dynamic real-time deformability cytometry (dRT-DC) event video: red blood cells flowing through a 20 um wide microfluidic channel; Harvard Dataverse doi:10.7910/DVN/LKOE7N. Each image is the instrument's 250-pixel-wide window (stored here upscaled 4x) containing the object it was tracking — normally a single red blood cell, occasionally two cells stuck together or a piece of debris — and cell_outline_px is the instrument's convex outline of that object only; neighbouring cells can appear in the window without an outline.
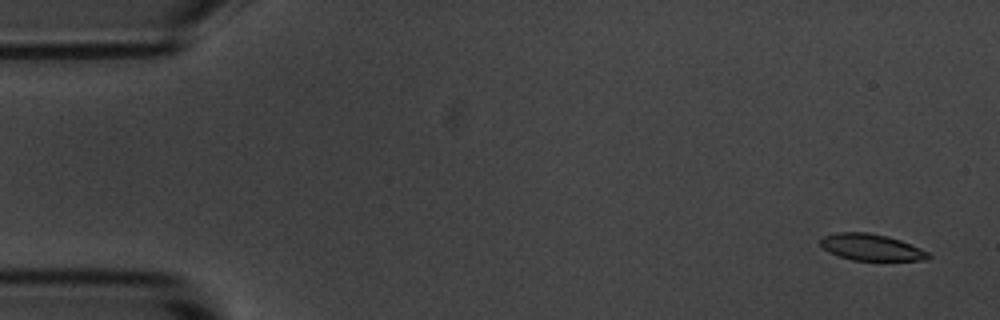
{"species": "common noctule bat (a hibernating species)", "species_latin": "Nyctalus noctula", "temperature_condition": "room temperature", "stored_images_in_passage": 4, "camera_frame_rate_fps": 3000, "um_per_image_px": 0.085, "animal": {"sex": "male", "body_mass_g": 20.1, "forearm_length_mm": 53.5}, "frame": {"image": 1, "passage_image": 1, "time_ms": 0.0, "image_size_px": [1000, 320], "cell_outline_px": [[932, 256], [928, 260], [852, 260], [828, 252], [820, 244], [820, 236], [836, 232], [868, 232], [888, 236], [900, 240], [920, 248], [928, 252]], "centroid_in_image_um": [74.03, 21.01], "position_along_channel_um": 11.0, "area_um2": 16.76}}